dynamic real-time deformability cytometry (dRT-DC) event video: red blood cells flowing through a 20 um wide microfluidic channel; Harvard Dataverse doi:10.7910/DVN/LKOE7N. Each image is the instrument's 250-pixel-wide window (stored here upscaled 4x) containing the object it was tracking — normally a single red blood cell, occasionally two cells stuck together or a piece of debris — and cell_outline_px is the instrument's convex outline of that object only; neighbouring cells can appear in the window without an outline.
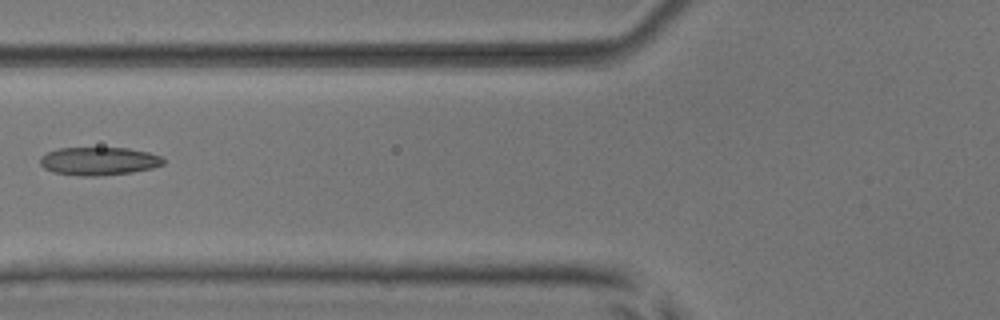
{"species": "common noctule bat (a hibernating species)", "species_latin": "Nyctalus noctula", "temperature_condition": "room temperature", "stored_images_in_passage": 4, "camera_frame_rate_fps": 3000, "um_per_image_px": 0.085, "animal": {"sex": "male", "body_mass_g": 17.9, "forearm_length_mm": 54.2}, "frame": {"image": 1, "passage_image": 3, "time_ms": 2.333, "image_size_px": [1000, 320], "cell_outline_px": [[164, 164], [152, 168], [132, 172], [100, 176], [80, 176], [52, 172], [44, 168], [40, 164], [40, 156], [48, 152], [60, 148], [128, 148], [148, 152], [160, 156], [164, 160]], "centroid_in_image_um": [8.38, 13.7], "position_along_channel_um": 117.4, "area_um2": 20.23}}
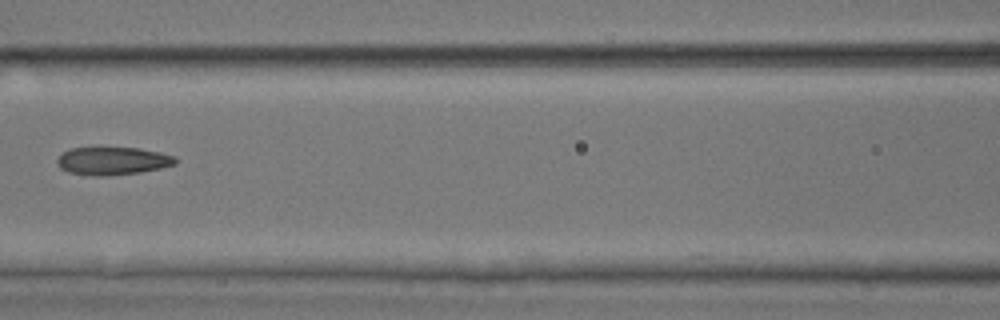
{"frame": {"image": 2, "passage_image": 4, "time_ms": 3.333, "image_size_px": [1000, 320], "cell_outline_px": [[176, 164], [160, 168], [140, 172], [104, 176], [92, 176], [68, 172], [60, 168], [56, 164], [56, 160], [64, 152], [72, 148], [140, 148], [160, 152], [176, 156]], "centroid_in_image_um": [9.58, 13.68], "position_along_channel_um": 157.0, "area_um2": 19.19}}